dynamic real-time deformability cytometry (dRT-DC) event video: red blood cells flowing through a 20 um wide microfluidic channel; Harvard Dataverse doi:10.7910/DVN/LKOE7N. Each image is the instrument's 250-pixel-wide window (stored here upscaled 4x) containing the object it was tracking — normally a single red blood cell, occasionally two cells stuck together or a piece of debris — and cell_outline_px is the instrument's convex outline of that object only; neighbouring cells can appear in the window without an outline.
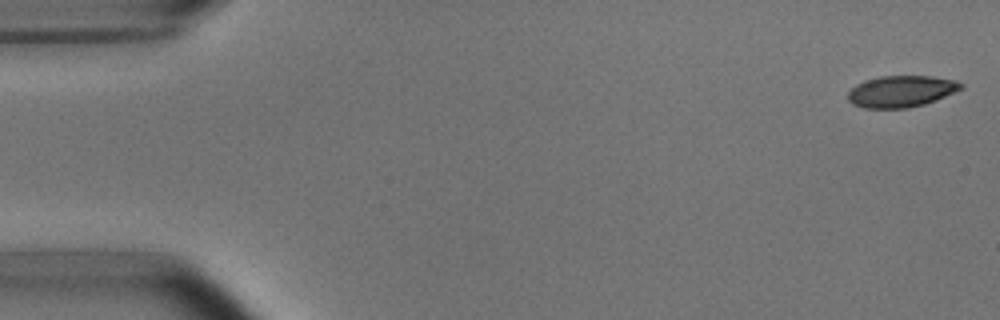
{"species": "common noctule bat (a hibernating species)", "species_latin": "Nyctalus noctula", "temperature_condition": "room temperature", "stored_images_in_passage": 5, "camera_frame_rate_fps": 3000, "um_per_image_px": 0.085, "animal": {"sex": "male", "body_mass_g": 15.6}, "frame": {"image": 1, "passage_image": 1, "time_ms": 0.0, "image_size_px": [1000, 320], "cell_outline_px": [[964, 88], [936, 100], [924, 104], [908, 108], [864, 108], [852, 104], [848, 100], [848, 92], [856, 84], [864, 80], [880, 76], [932, 76], [956, 80], [964, 84]], "centroid_in_image_um": [76.61, 7.76], "position_along_channel_um": 8.4, "area_um2": 20.92}}
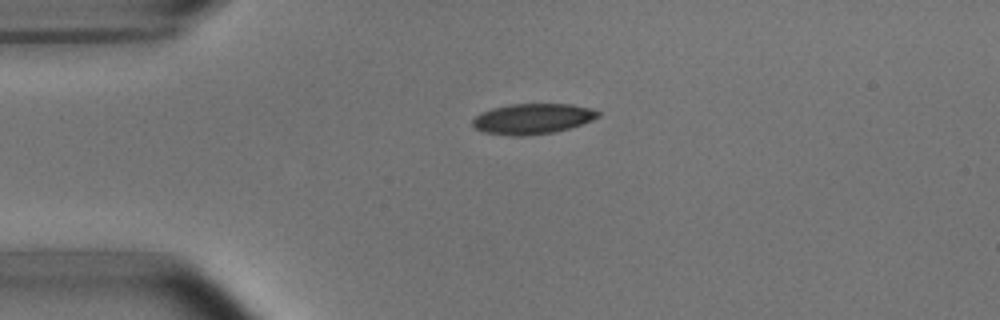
{"frame": {"image": 2, "passage_image": 4, "time_ms": 3.667, "image_size_px": [1000, 320], "cell_outline_px": [[600, 116], [592, 120], [568, 128], [552, 132], [524, 136], [512, 136], [484, 132], [476, 128], [472, 124], [472, 120], [480, 112], [492, 108], [512, 104], [572, 104], [588, 108], [600, 112]], "centroid_in_image_um": [45.24, 10.09], "position_along_channel_um": 39.8, "area_um2": 22.08}}